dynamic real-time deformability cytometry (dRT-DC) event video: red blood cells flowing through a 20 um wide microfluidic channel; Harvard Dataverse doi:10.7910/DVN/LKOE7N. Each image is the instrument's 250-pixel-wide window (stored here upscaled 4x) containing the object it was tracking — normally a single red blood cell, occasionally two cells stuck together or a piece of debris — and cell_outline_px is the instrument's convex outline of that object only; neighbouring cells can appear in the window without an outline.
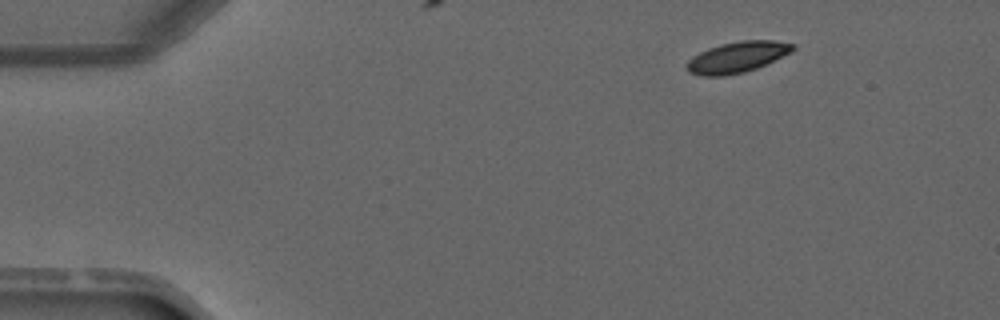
{"species": "common noctule bat (a hibernating species)", "species_latin": "Nyctalus noctula", "temperature_condition": "warm", "stored_images_in_passage": 4, "segment_of_instrument_passage": [2, 2], "camera_frame_rate_fps": 3000, "um_per_image_px": 0.085, "animal": {"sex": "male", "forearm_length_mm": 52.5}, "frame": {"image": 1, "passage_image": 4, "time_ms": 3.667, "image_size_px": [1000, 320], "cell_outline_px": [[796, 48], [792, 52], [756, 68], [744, 72], [724, 76], [704, 76], [688, 72], [684, 64], [692, 56], [708, 48], [720, 44], [740, 40], [772, 40], [796, 44]], "centroid_in_image_um": [62.64, 4.85], "position_along_channel_um": 22.4, "area_um2": 19.25}}